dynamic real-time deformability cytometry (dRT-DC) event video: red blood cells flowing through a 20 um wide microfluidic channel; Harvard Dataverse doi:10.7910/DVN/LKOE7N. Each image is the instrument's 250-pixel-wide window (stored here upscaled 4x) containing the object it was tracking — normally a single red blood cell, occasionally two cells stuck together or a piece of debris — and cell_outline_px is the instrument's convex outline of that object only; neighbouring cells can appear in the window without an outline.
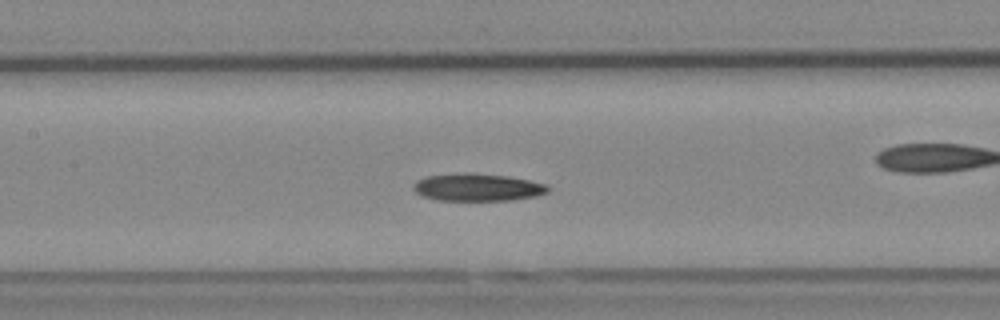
{"species": "Egyptian fruit bat (a non-hibernating species)", "species_latin": "Rousettus aegyptiacus", "temperature_condition": "cold", "stored_images_in_passage": 36, "camera_frame_rate_fps": 3000, "um_per_image_px": 0.085, "animal": {"sex": "female"}, "frame": {"image": 1, "passage_image": 16, "time_ms": 5.0, "image_size_px": [1000, 320], "cell_outline_px": [[548, 192], [536, 196], [512, 200], [436, 200], [424, 196], [416, 192], [412, 188], [416, 180], [428, 176], [508, 176], [548, 184]], "centroid_in_image_um": [40.64, 15.98], "position_along_channel_um": 166.8, "area_um2": 20.35}, "authors_computed_cell_mechanics": {"area_um2": 21.4149, "velocity_mm_per_s": 3.8528, "shape_relaxation_time_tau1_ms": 6.5622, "shape_relaxation_time_tau2_ms": null, "deformation_change_tau1": 0.1501, "deformation_change_tau2": null}}